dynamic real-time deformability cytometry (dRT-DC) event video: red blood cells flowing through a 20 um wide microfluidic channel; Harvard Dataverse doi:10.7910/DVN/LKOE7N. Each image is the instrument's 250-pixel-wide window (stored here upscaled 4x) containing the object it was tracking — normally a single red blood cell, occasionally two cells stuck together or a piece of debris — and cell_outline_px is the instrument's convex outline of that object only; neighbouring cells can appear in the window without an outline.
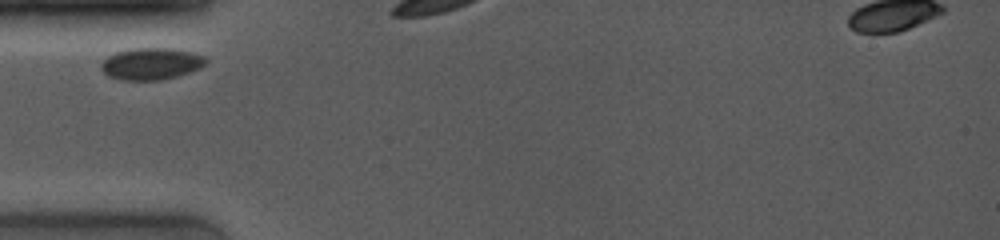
{"species": "common noctule bat (a hibernating species)", "species_latin": "Nyctalus noctula", "temperature_condition": "room temperature", "stored_images_in_passage": 3, "camera_frame_rate_fps": 4000, "um_per_image_px": 0.085, "animal": {"sex": "female", "body_mass_g": 19.0, "forearm_length_mm": 53.3}, "frame": {"image": 1, "passage_image": 1, "time_ms": 0.0, "image_size_px": [1000, 240], "cell_outline_px": [[208, 60], [200, 68], [176, 76], [160, 80], [120, 80], [108, 76], [100, 68], [100, 64], [108, 56], [116, 52], [132, 48], [172, 48], [192, 52], [204, 56]], "centroid_in_image_um": [12.83, 5.41], "position_along_channel_um": 72.2, "area_um2": 19.42}}